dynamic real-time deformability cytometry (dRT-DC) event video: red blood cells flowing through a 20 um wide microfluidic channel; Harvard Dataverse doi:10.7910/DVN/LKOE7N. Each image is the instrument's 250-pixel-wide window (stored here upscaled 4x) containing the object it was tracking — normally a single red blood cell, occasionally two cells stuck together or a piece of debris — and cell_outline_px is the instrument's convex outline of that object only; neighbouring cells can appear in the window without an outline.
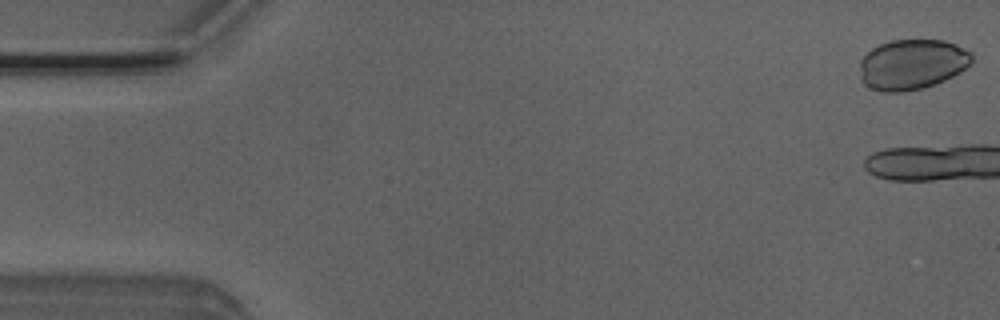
{"species": "Egyptian fruit bat (a non-hibernating species)", "species_latin": "Rousettus aegyptiacus", "temperature_condition": "room temperature", "stored_images_in_passage": 4, "camera_frame_rate_fps": 3000, "um_per_image_px": 0.085, "animal": {"sex": "male"}, "frame": {"image": 1, "passage_image": 1, "time_ms": 0.0, "image_size_px": [1000, 320], "cell_outline_px": [[972, 60], [960, 72], [936, 84], [924, 88], [904, 92], [880, 92], [864, 84], [860, 80], [860, 60], [872, 48], [880, 44], [892, 40], [944, 40], [956, 44], [972, 52]], "centroid_in_image_um": [77.51, 5.48], "position_along_channel_um": 7.5, "area_um2": 33.0}}